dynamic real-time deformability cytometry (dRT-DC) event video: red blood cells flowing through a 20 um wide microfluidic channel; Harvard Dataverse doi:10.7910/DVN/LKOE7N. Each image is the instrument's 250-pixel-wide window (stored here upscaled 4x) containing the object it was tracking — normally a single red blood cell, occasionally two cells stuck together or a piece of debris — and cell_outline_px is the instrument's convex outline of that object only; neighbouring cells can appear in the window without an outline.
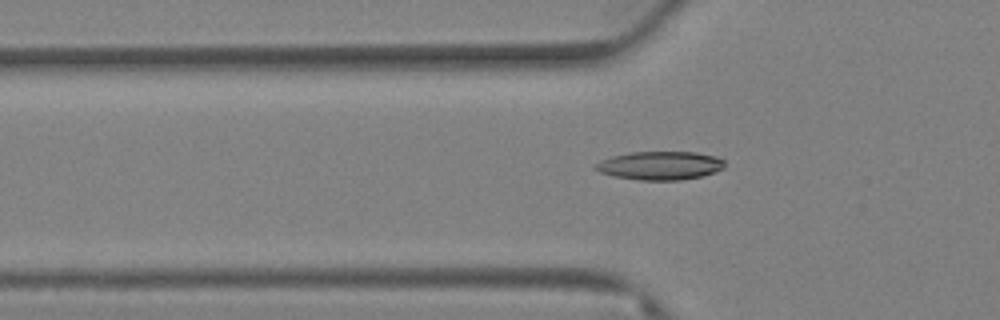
{"species": "Egyptian fruit bat (a non-hibernating species)", "species_latin": "Rousettus aegyptiacus", "temperature_condition": "warm", "stored_images_in_passage": 77, "camera_frame_rate_fps": 3000, "um_per_image_px": 0.085, "animal": {"sex": "female"}, "frame": {"image": 1, "passage_image": 27, "time_ms": 8.667, "image_size_px": [1000, 320], "cell_outline_px": [[724, 168], [716, 172], [704, 176], [680, 180], [636, 180], [612, 176], [600, 172], [592, 168], [592, 164], [600, 160], [612, 156], [628, 152], [696, 152], [716, 156], [724, 160]], "centroid_in_image_um": [56.07, 14.07], "position_along_channel_um": 69.7, "area_um2": 21.85}}
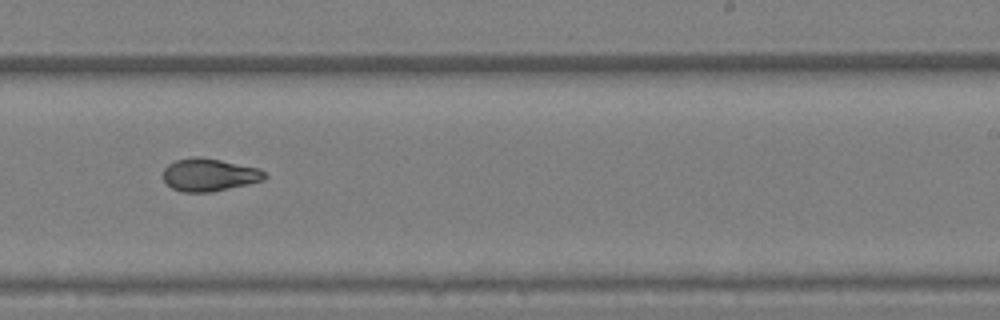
{"frame": {"image": 2, "passage_image": 49, "time_ms": 16.0, "image_size_px": [1000, 320], "cell_outline_px": [[268, 176], [264, 180], [248, 184], [212, 192], [184, 192], [172, 188], [164, 180], [164, 168], [168, 164], [176, 160], [192, 156], [200, 156], [260, 168]], "centroid_in_image_um": [17.8, 14.85], "position_along_channel_um": 271.2, "area_um2": 19.42}}
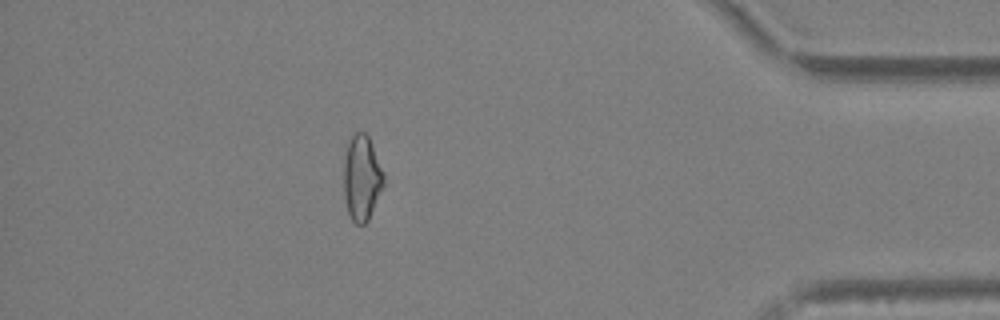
{"frame": {"image": 3, "passage_image": 68, "time_ms": 22.333, "image_size_px": [1000, 320], "cell_outline_px": [[384, 184], [368, 220], [364, 224], [356, 224], [352, 220], [348, 212], [344, 196], [344, 156], [348, 144], [352, 136], [356, 132], [364, 132], [368, 136], [384, 172]], "centroid_in_image_um": [30.75, 15.12], "position_along_channel_um": 404.5, "area_um2": 19.71}, "authors_computed_cell_mechanics": {"area_um2": 19.8832, "velocity_mm_per_s": 2.7564, "shape_relaxation_time_tau1_ms": null, "shape_relaxation_time_tau2_ms": 3.8472, "deformation_change_tau1": null, "deformation_change_tau2": 0.0883}}